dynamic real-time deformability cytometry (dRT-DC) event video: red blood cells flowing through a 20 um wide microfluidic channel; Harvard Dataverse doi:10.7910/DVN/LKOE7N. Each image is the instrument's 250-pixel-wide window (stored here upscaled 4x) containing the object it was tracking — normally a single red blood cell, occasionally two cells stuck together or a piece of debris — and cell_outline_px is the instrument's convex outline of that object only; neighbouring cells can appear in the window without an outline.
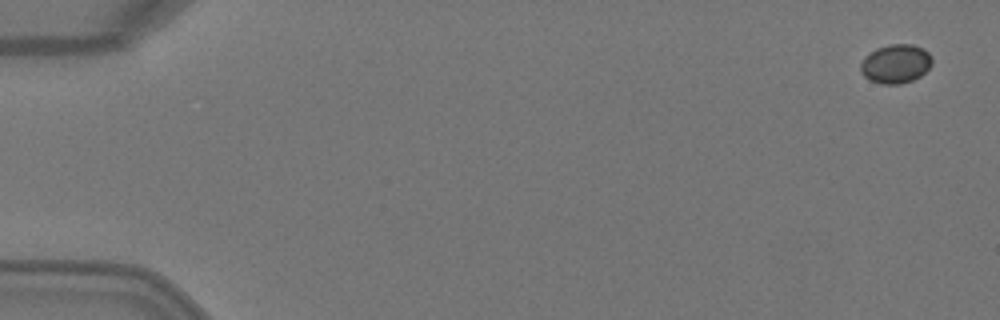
{"species": "Egyptian fruit bat (a non-hibernating species)", "species_latin": "Rousettus aegyptiacus", "temperature_condition": "warm", "stored_images_in_passage": 3, "camera_frame_rate_fps": 3000, "um_per_image_px": 0.085, "animal": {"sex": "female"}, "frame": {"image": 1, "passage_image": 1, "time_ms": 0.0, "image_size_px": [1000, 320], "cell_outline_px": [[932, 64], [920, 76], [912, 80], [900, 84], [880, 84], [868, 80], [860, 72], [860, 64], [864, 56], [876, 48], [888, 44], [912, 44], [924, 48], [932, 56]], "centroid_in_image_um": [76.11, 5.42], "position_along_channel_um": 8.9, "area_um2": 16.47}}